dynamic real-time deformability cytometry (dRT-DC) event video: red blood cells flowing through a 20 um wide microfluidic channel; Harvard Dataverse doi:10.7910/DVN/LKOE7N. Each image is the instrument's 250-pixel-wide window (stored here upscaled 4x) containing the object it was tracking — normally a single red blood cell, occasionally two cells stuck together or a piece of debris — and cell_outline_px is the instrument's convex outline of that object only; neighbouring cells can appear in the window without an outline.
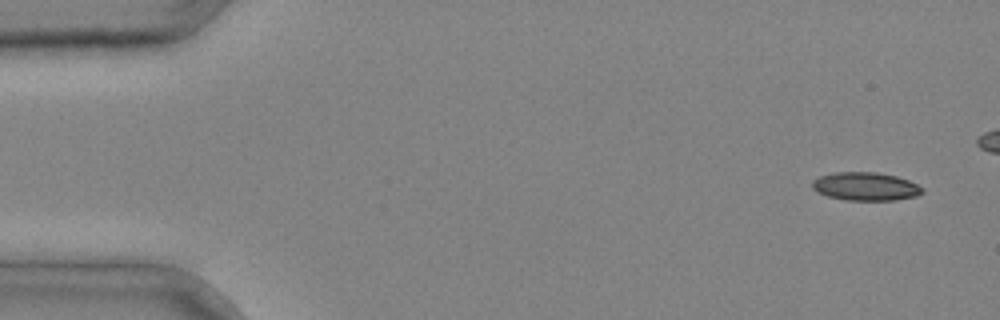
{"species": "common noctule bat (a hibernating species)", "species_latin": "Nyctalus noctula", "temperature_condition": "cold", "stored_images_in_passage": 5, "camera_frame_rate_fps": 3000, "um_per_image_px": 0.085, "animal": {"sex": "male", "body_mass_g": 20.4}, "frame": {"image": 1, "passage_image": 1, "time_ms": 0.0, "image_size_px": [1000, 320], "cell_outline_px": [[924, 192], [916, 196], [896, 200], [848, 200], [828, 196], [812, 188], [812, 180], [820, 176], [836, 172], [876, 172], [896, 176], [908, 180], [924, 188]], "centroid_in_image_um": [73.6, 15.84], "position_along_channel_um": 11.4, "area_um2": 18.03}}